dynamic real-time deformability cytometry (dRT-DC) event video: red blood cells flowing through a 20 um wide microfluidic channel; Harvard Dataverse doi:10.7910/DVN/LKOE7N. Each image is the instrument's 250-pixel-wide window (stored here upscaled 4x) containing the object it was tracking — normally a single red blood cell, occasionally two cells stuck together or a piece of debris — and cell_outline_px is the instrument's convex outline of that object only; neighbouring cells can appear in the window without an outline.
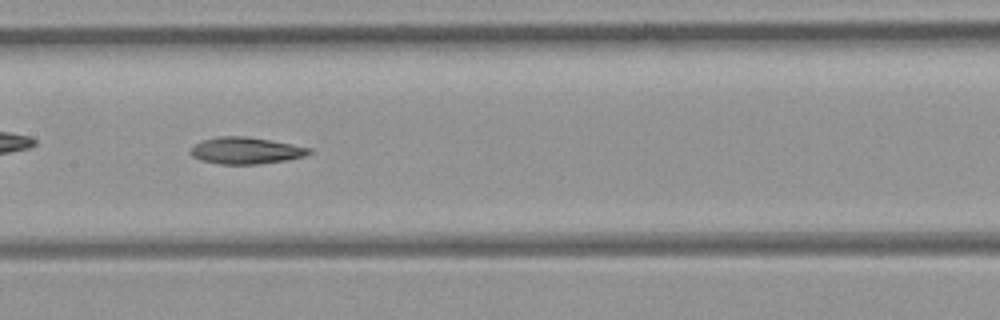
{"species": "common noctule bat (a hibernating species)", "species_latin": "Nyctalus noctula", "temperature_condition": "room temperature", "stored_images_in_passage": 34, "camera_frame_rate_fps": 3000, "um_per_image_px": 0.085, "animal": {"sex": "female", "body_mass_g": 21.9}, "frame": {"image": 1, "passage_image": 10, "time_ms": 3.0, "image_size_px": [1000, 320], "cell_outline_px": [[312, 152], [304, 156], [288, 160], [260, 164], [220, 164], [200, 160], [192, 156], [188, 152], [200, 140], [216, 136], [244, 136], [268, 140], [312, 148]], "centroid_in_image_um": [20.87, 12.8], "position_along_channel_um": 186.5, "area_um2": 18.5}}